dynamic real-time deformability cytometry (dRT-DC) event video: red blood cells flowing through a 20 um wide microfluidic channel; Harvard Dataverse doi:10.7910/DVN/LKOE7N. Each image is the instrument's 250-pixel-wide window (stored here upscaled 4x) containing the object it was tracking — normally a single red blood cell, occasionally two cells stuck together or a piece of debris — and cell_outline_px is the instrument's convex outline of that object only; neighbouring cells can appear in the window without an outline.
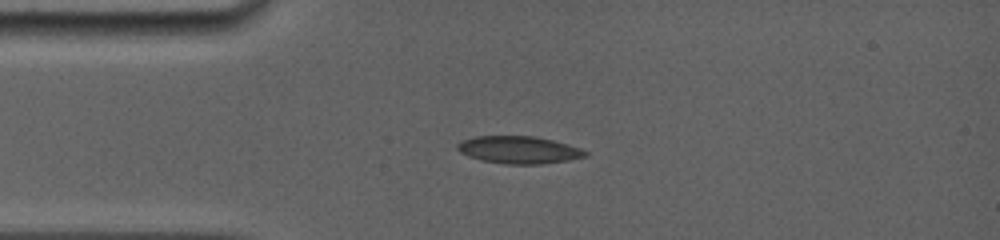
{"species": "common noctule bat (a hibernating species)", "species_latin": "Nyctalus noctula", "temperature_condition": "room temperature", "stored_images_in_passage": 29, "camera_frame_rate_fps": 5000, "um_per_image_px": 0.085, "animal": {"sex": "female", "body_mass_g": 19.0, "forearm_length_mm": 56.7}, "frame": {"image": 1, "passage_image": 1, "time_ms": 0.0, "image_size_px": [1000, 240], "cell_outline_px": [[588, 156], [568, 160], [540, 164], [504, 164], [484, 160], [468, 156], [460, 152], [456, 148], [456, 144], [464, 140], [476, 136], [536, 136], [568, 144], [580, 148], [588, 152]], "centroid_in_image_um": [44.12, 12.73], "position_along_channel_um": 40.9, "area_um2": 20.35}}
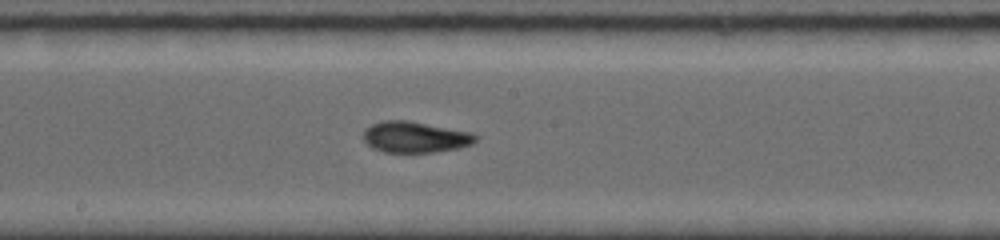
{"frame": {"image": 2, "passage_image": 16, "time_ms": 4.8, "image_size_px": [1000, 240], "cell_outline_px": [[480, 136], [472, 144], [456, 148], [432, 152], [384, 152], [372, 148], [364, 140], [364, 128], [372, 124], [384, 120], [408, 120], [472, 132]], "centroid_in_image_um": [35.29, 11.64], "position_along_channel_um": 212.9, "area_um2": 20.35}}
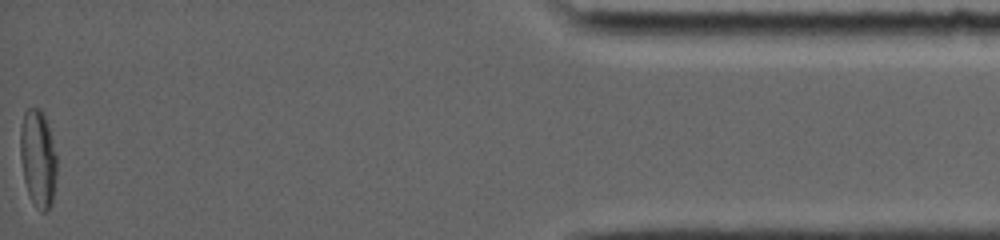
{"frame": {"image": 3, "passage_image": 29, "time_ms": 12.2, "image_size_px": [1000, 240], "cell_outline_px": [[56, 176], [52, 204], [48, 212], [40, 212], [36, 208], [28, 192], [24, 180], [20, 156], [20, 128], [24, 112], [28, 108], [40, 108], [44, 116], [52, 140], [56, 156]], "centroid_in_image_um": [3.22, 13.5], "position_along_channel_um": 432.0, "area_um2": 20.69}, "authors_computed_cell_mechanics": {"area_um2": 20.0566, "velocity_mm_per_s": 3.9336, "shape_relaxation_time_tau1_ms": null, "shape_relaxation_time_tau2_ms": 2.4965, "deformation_change_tau1": null, "deformation_change_tau2": 0.0776}}